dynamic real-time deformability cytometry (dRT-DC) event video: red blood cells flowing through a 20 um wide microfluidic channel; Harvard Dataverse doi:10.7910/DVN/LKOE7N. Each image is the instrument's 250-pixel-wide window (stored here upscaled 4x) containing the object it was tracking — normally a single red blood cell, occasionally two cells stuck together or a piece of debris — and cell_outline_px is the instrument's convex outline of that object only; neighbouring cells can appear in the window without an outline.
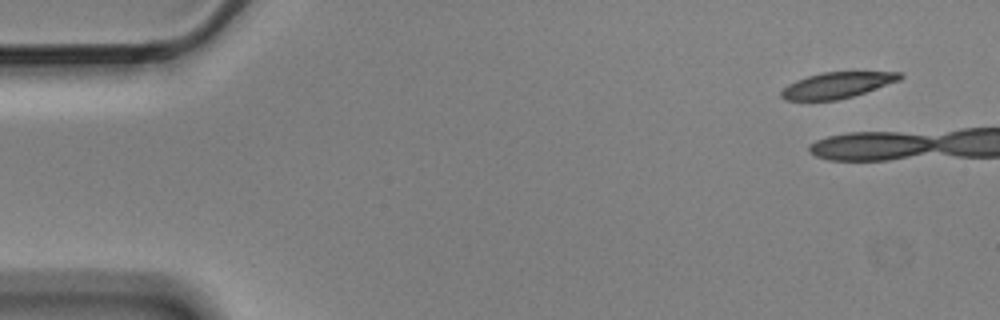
{"species": "Egyptian fruit bat (a non-hibernating species)", "species_latin": "Rousettus aegyptiacus", "temperature_condition": "cold", "stored_images_in_passage": 4, "camera_frame_rate_fps": 3000, "um_per_image_px": 0.085, "animal": {"sex": "male"}, "frame": {"image": 1, "passage_image": 1, "time_ms": 0.0, "image_size_px": [1000, 320], "cell_outline_px": [[904, 76], [900, 80], [852, 96], [836, 100], [784, 100], [780, 96], [780, 92], [788, 84], [796, 80], [808, 76], [824, 72], [900, 72]], "centroid_in_image_um": [71.13, 7.24], "position_along_channel_um": 13.9, "area_um2": 17.69}}